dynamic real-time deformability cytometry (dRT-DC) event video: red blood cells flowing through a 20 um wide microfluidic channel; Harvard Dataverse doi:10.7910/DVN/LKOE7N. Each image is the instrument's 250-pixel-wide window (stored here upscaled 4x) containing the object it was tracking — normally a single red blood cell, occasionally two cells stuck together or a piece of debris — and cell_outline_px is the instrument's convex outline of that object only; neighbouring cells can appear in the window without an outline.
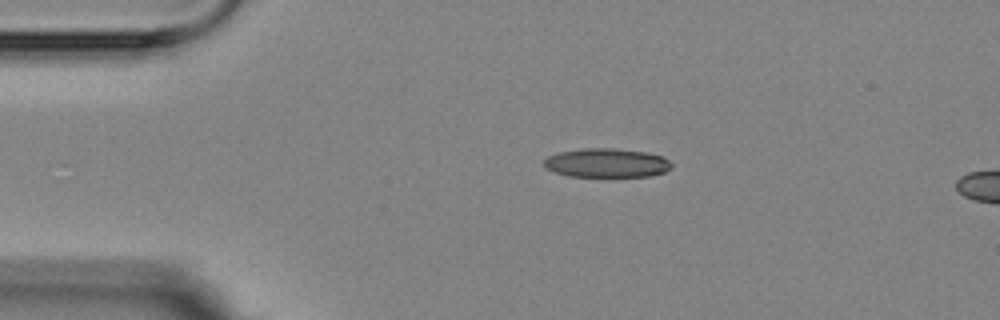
{"species": "Egyptian fruit bat (a non-hibernating species)", "species_latin": "Rousettus aegyptiacus", "temperature_condition": "room temperature", "stored_images_in_passage": 4, "camera_frame_rate_fps": 3000, "um_per_image_px": 0.085, "animal": {"sex": "female"}, "frame": {"image": 1, "passage_image": 1, "time_ms": 0.0, "image_size_px": [1000, 320], "cell_outline_px": [[672, 168], [664, 172], [648, 176], [568, 176], [544, 168], [544, 160], [548, 156], [560, 152], [584, 148], [616, 148], [648, 152], [664, 156], [672, 164]], "centroid_in_image_um": [51.59, 13.84], "position_along_channel_um": 33.4, "area_um2": 21.62}}
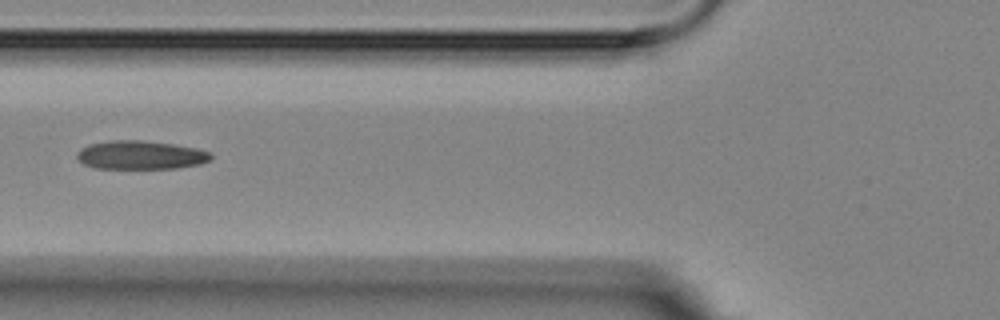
{"frame": {"image": 2, "passage_image": 4, "time_ms": 3.333, "image_size_px": [1000, 320], "cell_outline_px": [[212, 160], [200, 164], [176, 168], [96, 168], [84, 164], [76, 156], [76, 152], [80, 148], [88, 144], [112, 140], [144, 140], [172, 144], [196, 148], [208, 152], [212, 156]], "centroid_in_image_um": [11.93, 13.17], "position_along_channel_um": 113.9, "area_um2": 22.31}}